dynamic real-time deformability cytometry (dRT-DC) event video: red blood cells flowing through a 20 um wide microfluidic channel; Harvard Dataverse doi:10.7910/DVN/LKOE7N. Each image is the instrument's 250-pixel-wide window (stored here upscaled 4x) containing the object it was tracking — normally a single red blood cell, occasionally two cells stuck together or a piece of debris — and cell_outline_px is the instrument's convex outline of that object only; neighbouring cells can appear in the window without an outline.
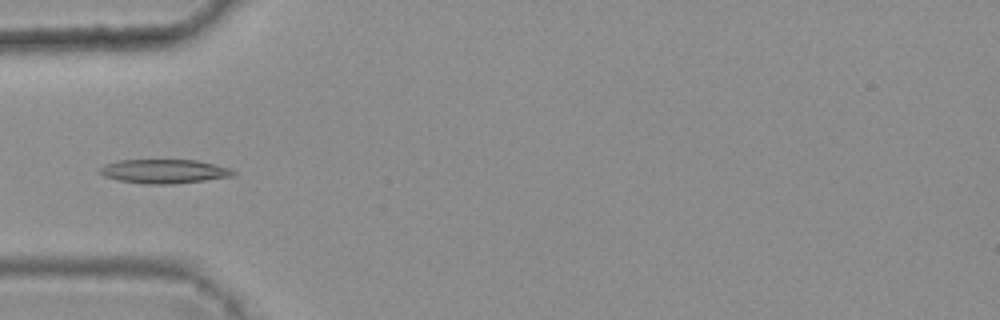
{"species": "common noctule bat (a hibernating species)", "species_latin": "Nyctalus noctula", "temperature_condition": "warm", "stored_images_in_passage": 4, "camera_frame_rate_fps": 3000, "um_per_image_px": 0.085, "animal": {"sex": "female", "body_mass_g": 25.1}, "frame": {"image": 1, "passage_image": 4, "time_ms": 1.0, "image_size_px": [1000, 320], "cell_outline_px": [[236, 176], [172, 184], [144, 184], [120, 180], [104, 176], [100, 172], [100, 168], [104, 164], [120, 160], [196, 160], [228, 168], [236, 172]], "centroid_in_image_um": [13.95, 14.56], "position_along_channel_um": 71.0, "area_um2": 18.5}}